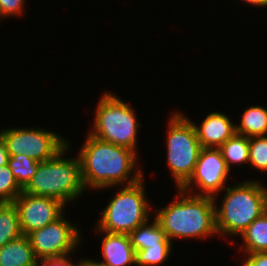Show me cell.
Masks as SVG:
<instances>
[{
  "label": "cell",
  "instance_id": "cell-28",
  "mask_svg": "<svg viewBox=\"0 0 267 266\" xmlns=\"http://www.w3.org/2000/svg\"><path fill=\"white\" fill-rule=\"evenodd\" d=\"M79 266H104L101 262L96 261L93 258H80Z\"/></svg>",
  "mask_w": 267,
  "mask_h": 266
},
{
  "label": "cell",
  "instance_id": "cell-5",
  "mask_svg": "<svg viewBox=\"0 0 267 266\" xmlns=\"http://www.w3.org/2000/svg\"><path fill=\"white\" fill-rule=\"evenodd\" d=\"M94 110L89 134L104 142L129 148L138 154V133L142 125L132 104L110 91H104Z\"/></svg>",
  "mask_w": 267,
  "mask_h": 266
},
{
  "label": "cell",
  "instance_id": "cell-1",
  "mask_svg": "<svg viewBox=\"0 0 267 266\" xmlns=\"http://www.w3.org/2000/svg\"><path fill=\"white\" fill-rule=\"evenodd\" d=\"M85 138L77 155L86 192L131 185L145 176L135 151L104 142L89 133Z\"/></svg>",
  "mask_w": 267,
  "mask_h": 266
},
{
  "label": "cell",
  "instance_id": "cell-11",
  "mask_svg": "<svg viewBox=\"0 0 267 266\" xmlns=\"http://www.w3.org/2000/svg\"><path fill=\"white\" fill-rule=\"evenodd\" d=\"M13 203L18 211L19 225L23 235H28L54 222L67 209L65 204L55 198L34 196L23 191Z\"/></svg>",
  "mask_w": 267,
  "mask_h": 266
},
{
  "label": "cell",
  "instance_id": "cell-19",
  "mask_svg": "<svg viewBox=\"0 0 267 266\" xmlns=\"http://www.w3.org/2000/svg\"><path fill=\"white\" fill-rule=\"evenodd\" d=\"M22 234L14 203H0V247Z\"/></svg>",
  "mask_w": 267,
  "mask_h": 266
},
{
  "label": "cell",
  "instance_id": "cell-2",
  "mask_svg": "<svg viewBox=\"0 0 267 266\" xmlns=\"http://www.w3.org/2000/svg\"><path fill=\"white\" fill-rule=\"evenodd\" d=\"M175 198L163 208L155 207V218L170 241L205 240L219 236L213 197L196 196L177 188Z\"/></svg>",
  "mask_w": 267,
  "mask_h": 266
},
{
  "label": "cell",
  "instance_id": "cell-27",
  "mask_svg": "<svg viewBox=\"0 0 267 266\" xmlns=\"http://www.w3.org/2000/svg\"><path fill=\"white\" fill-rule=\"evenodd\" d=\"M8 158L6 143L0 137V167L8 164Z\"/></svg>",
  "mask_w": 267,
  "mask_h": 266
},
{
  "label": "cell",
  "instance_id": "cell-16",
  "mask_svg": "<svg viewBox=\"0 0 267 266\" xmlns=\"http://www.w3.org/2000/svg\"><path fill=\"white\" fill-rule=\"evenodd\" d=\"M129 238L134 251L153 245L174 243L167 238L158 221L152 217L134 229Z\"/></svg>",
  "mask_w": 267,
  "mask_h": 266
},
{
  "label": "cell",
  "instance_id": "cell-10",
  "mask_svg": "<svg viewBox=\"0 0 267 266\" xmlns=\"http://www.w3.org/2000/svg\"><path fill=\"white\" fill-rule=\"evenodd\" d=\"M63 214L52 223L30 232L27 237L36 257H59L73 254L81 246L82 232Z\"/></svg>",
  "mask_w": 267,
  "mask_h": 266
},
{
  "label": "cell",
  "instance_id": "cell-29",
  "mask_svg": "<svg viewBox=\"0 0 267 266\" xmlns=\"http://www.w3.org/2000/svg\"><path fill=\"white\" fill-rule=\"evenodd\" d=\"M242 2H244L245 4H249L252 6H255L256 8H262V7H266L267 8V0H241Z\"/></svg>",
  "mask_w": 267,
  "mask_h": 266
},
{
  "label": "cell",
  "instance_id": "cell-22",
  "mask_svg": "<svg viewBox=\"0 0 267 266\" xmlns=\"http://www.w3.org/2000/svg\"><path fill=\"white\" fill-rule=\"evenodd\" d=\"M267 172V135L249 137L248 166Z\"/></svg>",
  "mask_w": 267,
  "mask_h": 266
},
{
  "label": "cell",
  "instance_id": "cell-7",
  "mask_svg": "<svg viewBox=\"0 0 267 266\" xmlns=\"http://www.w3.org/2000/svg\"><path fill=\"white\" fill-rule=\"evenodd\" d=\"M171 113L166 132V164L176 189H180L192 176L202 146L186 115L180 110Z\"/></svg>",
  "mask_w": 267,
  "mask_h": 266
},
{
  "label": "cell",
  "instance_id": "cell-12",
  "mask_svg": "<svg viewBox=\"0 0 267 266\" xmlns=\"http://www.w3.org/2000/svg\"><path fill=\"white\" fill-rule=\"evenodd\" d=\"M193 124L202 148H219L236 133V125L225 113H208L198 124L186 116Z\"/></svg>",
  "mask_w": 267,
  "mask_h": 266
},
{
  "label": "cell",
  "instance_id": "cell-3",
  "mask_svg": "<svg viewBox=\"0 0 267 266\" xmlns=\"http://www.w3.org/2000/svg\"><path fill=\"white\" fill-rule=\"evenodd\" d=\"M223 189L221 206L215 204L216 229L221 237H238L267 211V185L260 180H244Z\"/></svg>",
  "mask_w": 267,
  "mask_h": 266
},
{
  "label": "cell",
  "instance_id": "cell-20",
  "mask_svg": "<svg viewBox=\"0 0 267 266\" xmlns=\"http://www.w3.org/2000/svg\"><path fill=\"white\" fill-rule=\"evenodd\" d=\"M40 162L26 155H9L8 167L16 178L18 185L24 189L36 173Z\"/></svg>",
  "mask_w": 267,
  "mask_h": 266
},
{
  "label": "cell",
  "instance_id": "cell-13",
  "mask_svg": "<svg viewBox=\"0 0 267 266\" xmlns=\"http://www.w3.org/2000/svg\"><path fill=\"white\" fill-rule=\"evenodd\" d=\"M95 233L101 234V262L104 266L135 265V251L128 234L109 233L94 227Z\"/></svg>",
  "mask_w": 267,
  "mask_h": 266
},
{
  "label": "cell",
  "instance_id": "cell-9",
  "mask_svg": "<svg viewBox=\"0 0 267 266\" xmlns=\"http://www.w3.org/2000/svg\"><path fill=\"white\" fill-rule=\"evenodd\" d=\"M230 173L218 148H202L192 176L180 189L218 200L219 193L227 187Z\"/></svg>",
  "mask_w": 267,
  "mask_h": 266
},
{
  "label": "cell",
  "instance_id": "cell-14",
  "mask_svg": "<svg viewBox=\"0 0 267 266\" xmlns=\"http://www.w3.org/2000/svg\"><path fill=\"white\" fill-rule=\"evenodd\" d=\"M35 254L27 235L0 247V266H34Z\"/></svg>",
  "mask_w": 267,
  "mask_h": 266
},
{
  "label": "cell",
  "instance_id": "cell-18",
  "mask_svg": "<svg viewBox=\"0 0 267 266\" xmlns=\"http://www.w3.org/2000/svg\"><path fill=\"white\" fill-rule=\"evenodd\" d=\"M218 149L230 171L233 165L249 163V137L235 133Z\"/></svg>",
  "mask_w": 267,
  "mask_h": 266
},
{
  "label": "cell",
  "instance_id": "cell-25",
  "mask_svg": "<svg viewBox=\"0 0 267 266\" xmlns=\"http://www.w3.org/2000/svg\"><path fill=\"white\" fill-rule=\"evenodd\" d=\"M73 254L59 257H36L34 266H79V261H72Z\"/></svg>",
  "mask_w": 267,
  "mask_h": 266
},
{
  "label": "cell",
  "instance_id": "cell-21",
  "mask_svg": "<svg viewBox=\"0 0 267 266\" xmlns=\"http://www.w3.org/2000/svg\"><path fill=\"white\" fill-rule=\"evenodd\" d=\"M173 244H158L135 251V266H161L172 254Z\"/></svg>",
  "mask_w": 267,
  "mask_h": 266
},
{
  "label": "cell",
  "instance_id": "cell-26",
  "mask_svg": "<svg viewBox=\"0 0 267 266\" xmlns=\"http://www.w3.org/2000/svg\"><path fill=\"white\" fill-rule=\"evenodd\" d=\"M241 266H267V252H257L243 255Z\"/></svg>",
  "mask_w": 267,
  "mask_h": 266
},
{
  "label": "cell",
  "instance_id": "cell-6",
  "mask_svg": "<svg viewBox=\"0 0 267 266\" xmlns=\"http://www.w3.org/2000/svg\"><path fill=\"white\" fill-rule=\"evenodd\" d=\"M145 176L134 184L121 185L101 211L96 228L109 233L130 234L151 218L153 206L147 198Z\"/></svg>",
  "mask_w": 267,
  "mask_h": 266
},
{
  "label": "cell",
  "instance_id": "cell-8",
  "mask_svg": "<svg viewBox=\"0 0 267 266\" xmlns=\"http://www.w3.org/2000/svg\"><path fill=\"white\" fill-rule=\"evenodd\" d=\"M8 155H26L37 162L53 158L67 144L66 137L49 129L33 127H7L0 129Z\"/></svg>",
  "mask_w": 267,
  "mask_h": 266
},
{
  "label": "cell",
  "instance_id": "cell-24",
  "mask_svg": "<svg viewBox=\"0 0 267 266\" xmlns=\"http://www.w3.org/2000/svg\"><path fill=\"white\" fill-rule=\"evenodd\" d=\"M24 4L25 0H0V19L4 20L10 17L20 18L25 14L26 9H24Z\"/></svg>",
  "mask_w": 267,
  "mask_h": 266
},
{
  "label": "cell",
  "instance_id": "cell-4",
  "mask_svg": "<svg viewBox=\"0 0 267 266\" xmlns=\"http://www.w3.org/2000/svg\"><path fill=\"white\" fill-rule=\"evenodd\" d=\"M69 141L53 158L40 162L23 192L55 198L66 206L84 195L86 189L81 177L80 159L77 155L67 157L72 146Z\"/></svg>",
  "mask_w": 267,
  "mask_h": 266
},
{
  "label": "cell",
  "instance_id": "cell-15",
  "mask_svg": "<svg viewBox=\"0 0 267 266\" xmlns=\"http://www.w3.org/2000/svg\"><path fill=\"white\" fill-rule=\"evenodd\" d=\"M242 254L267 252V211L256 218L241 234Z\"/></svg>",
  "mask_w": 267,
  "mask_h": 266
},
{
  "label": "cell",
  "instance_id": "cell-17",
  "mask_svg": "<svg viewBox=\"0 0 267 266\" xmlns=\"http://www.w3.org/2000/svg\"><path fill=\"white\" fill-rule=\"evenodd\" d=\"M241 119L235 123L236 133L246 137L267 135V108L251 105L246 108Z\"/></svg>",
  "mask_w": 267,
  "mask_h": 266
},
{
  "label": "cell",
  "instance_id": "cell-23",
  "mask_svg": "<svg viewBox=\"0 0 267 266\" xmlns=\"http://www.w3.org/2000/svg\"><path fill=\"white\" fill-rule=\"evenodd\" d=\"M23 189L18 185L8 165L0 167V203H13L22 193Z\"/></svg>",
  "mask_w": 267,
  "mask_h": 266
}]
</instances>
